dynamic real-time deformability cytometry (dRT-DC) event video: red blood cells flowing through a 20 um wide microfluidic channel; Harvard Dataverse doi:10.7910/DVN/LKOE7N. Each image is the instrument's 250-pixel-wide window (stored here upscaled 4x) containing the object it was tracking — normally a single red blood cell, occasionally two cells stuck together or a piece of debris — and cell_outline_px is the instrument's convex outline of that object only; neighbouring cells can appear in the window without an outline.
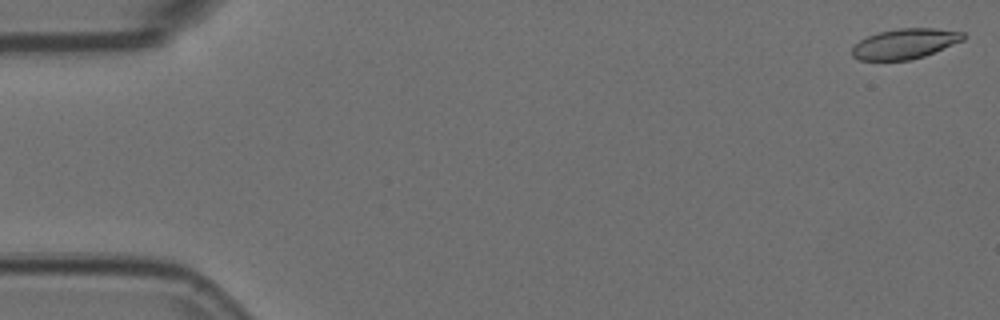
{"species": "Egyptian fruit bat (a non-hibernating species)", "species_latin": "Rousettus aegyptiacus", "temperature_condition": "room temperature", "stored_images_in_passage": 15, "camera_frame_rate_fps": 3000, "um_per_image_px": 0.085, "animal": {"sex": "female"}, "frame": {"image": 1, "passage_image": 1, "time_ms": 0.0, "image_size_px": [1000, 320], "cell_outline_px": [[968, 36], [964, 40], [924, 56], [908, 60], [860, 60], [852, 56], [852, 48], [860, 40], [876, 32], [900, 28], [936, 28], [964, 32]], "centroid_in_image_um": [76.95, 3.7], "position_along_channel_um": 8.1, "area_um2": 19.59}}
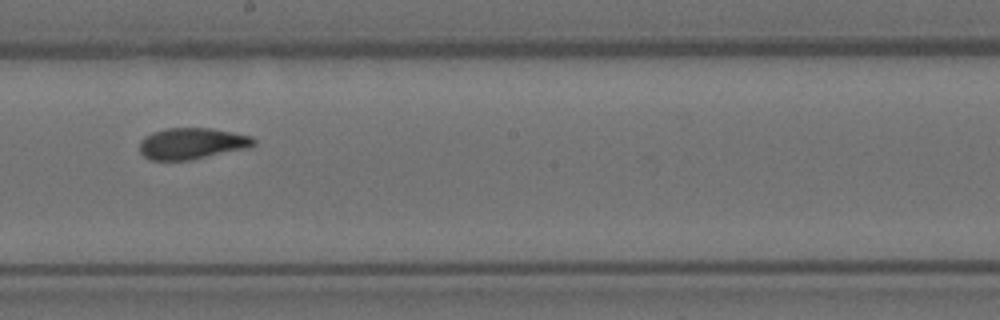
{"frame": {"image": 2, "passage_image": 9, "time_ms": 2.667, "image_size_px": [1000, 320], "cell_outline_px": [[256, 144], [248, 148], [188, 160], [148, 160], [140, 152], [140, 140], [144, 136], [152, 132], [164, 128], [212, 128], [252, 136], [256, 140]], "centroid_in_image_um": [16.3, 12.19], "position_along_channel_um": 231.9, "area_um2": 20.92}}
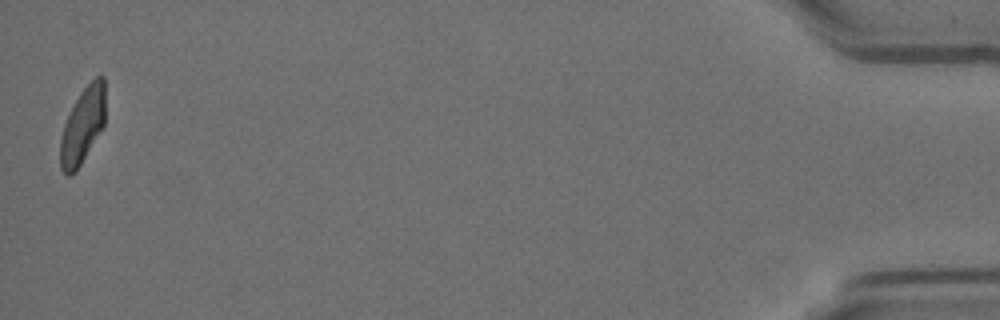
{"frame": {"image": 3, "passage_image": 15, "time_ms": 4.667, "image_size_px": [1000, 320], "cell_outline_px": [[104, 124], [76, 172], [68, 176], [64, 176], [60, 168], [60, 136], [64, 124], [80, 92], [96, 76], [104, 76]], "centroid_in_image_um": [6.99, 10.72], "position_along_channel_um": 428.2, "area_um2": 19.71}}